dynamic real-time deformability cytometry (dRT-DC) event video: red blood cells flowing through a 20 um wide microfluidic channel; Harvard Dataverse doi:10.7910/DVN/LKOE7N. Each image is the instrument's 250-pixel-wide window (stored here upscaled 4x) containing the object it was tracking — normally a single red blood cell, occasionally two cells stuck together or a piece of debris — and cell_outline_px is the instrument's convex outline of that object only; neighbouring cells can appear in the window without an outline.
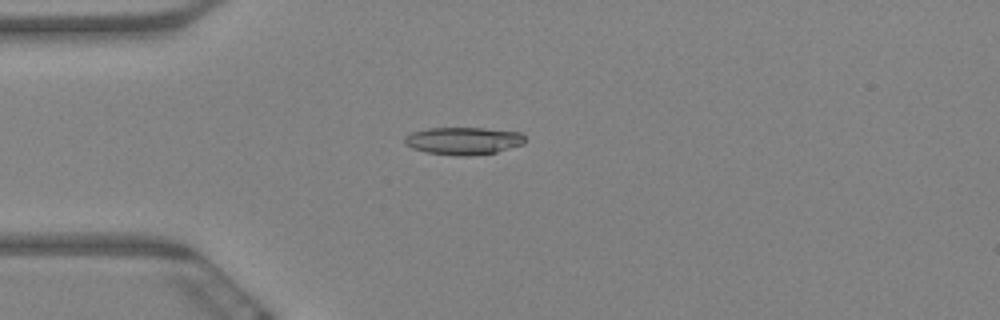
{"species": "Egyptian fruit bat (a non-hibernating species)", "species_latin": "Rousettus aegyptiacus", "temperature_condition": "warm", "stored_images_in_passage": 62, "camera_frame_rate_fps": 3000, "um_per_image_px": 0.085, "animal": {"sex": "female"}, "frame": {"image": 1, "passage_image": 16, "time_ms": 5.0, "image_size_px": [1000, 320], "cell_outline_px": [[524, 144], [496, 152], [468, 156], [456, 156], [428, 152], [412, 148], [404, 144], [404, 136], [412, 132], [428, 128], [484, 128], [520, 132], [524, 136]], "centroid_in_image_um": [39.37, 11.97], "position_along_channel_um": 45.6, "area_um2": 19.31}}
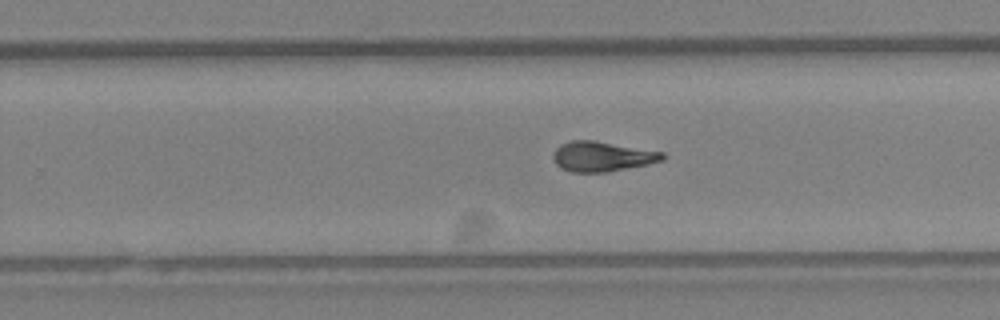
{"frame": {"image": 2, "passage_image": 39, "time_ms": 12.667, "image_size_px": [1000, 320], "cell_outline_px": [[664, 160], [648, 164], [608, 172], [572, 172], [560, 168], [552, 160], [552, 152], [560, 144], [572, 140], [596, 140], [664, 152]], "centroid_in_image_um": [51.15, 13.29], "position_along_channel_um": 278.7, "area_um2": 19.36}}
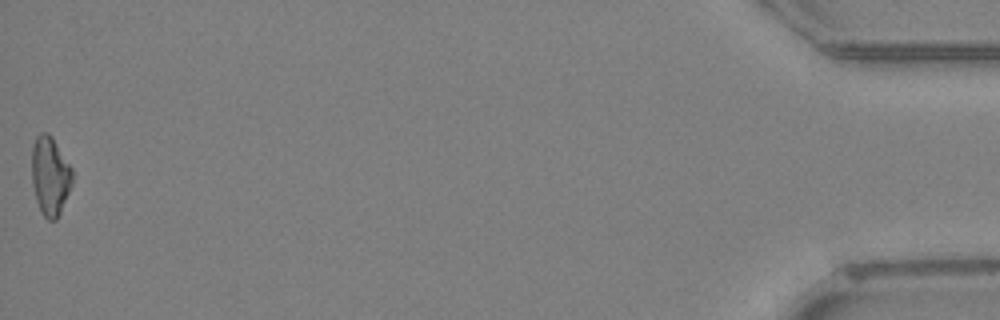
{"frame": {"image": 3, "passage_image": 62, "time_ms": 20.333, "image_size_px": [1000, 320], "cell_outline_px": [[72, 184], [60, 212], [56, 220], [48, 220], [44, 216], [36, 200], [32, 184], [32, 144], [36, 136], [40, 132], [48, 132], [52, 136], [72, 168]], "centroid_in_image_um": [4.25, 14.91], "position_along_channel_um": 431.0, "area_um2": 18.61}, "authors_computed_cell_mechanics": {"area_um2": 19.0162, "velocity_mm_per_s": 3.2739, "shape_relaxation_time_tau1_ms": null, "shape_relaxation_time_tau2_ms": 6.0738, "deformation_change_tau1": null, "deformation_change_tau2": 0.1199}}